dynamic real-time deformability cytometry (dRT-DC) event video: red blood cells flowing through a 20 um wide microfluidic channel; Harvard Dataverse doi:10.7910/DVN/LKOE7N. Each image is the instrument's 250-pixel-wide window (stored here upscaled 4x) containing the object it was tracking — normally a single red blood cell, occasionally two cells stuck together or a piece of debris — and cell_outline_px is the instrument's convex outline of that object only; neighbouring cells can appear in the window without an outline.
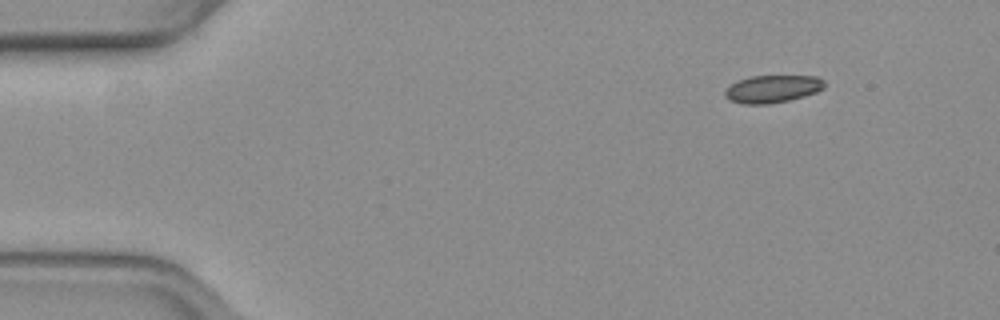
{"species": "common noctule bat (a hibernating species)", "species_latin": "Nyctalus noctula", "temperature_condition": "warm", "stored_images_in_passage": 50, "camera_frame_rate_fps": 3000, "um_per_image_px": 0.085, "animal": {"sex": "female", "body_mass_g": 19.3, "forearm_length_mm": 54.1}, "frame": {"image": 1, "passage_image": 1, "time_ms": 0.0, "image_size_px": [1000, 320], "cell_outline_px": [[824, 88], [816, 92], [804, 96], [788, 100], [768, 104], [744, 104], [728, 100], [724, 96], [724, 92], [736, 80], [748, 76], [816, 76], [824, 80]], "centroid_in_image_um": [65.63, 7.55], "position_along_channel_um": 19.4, "area_um2": 16.01}}
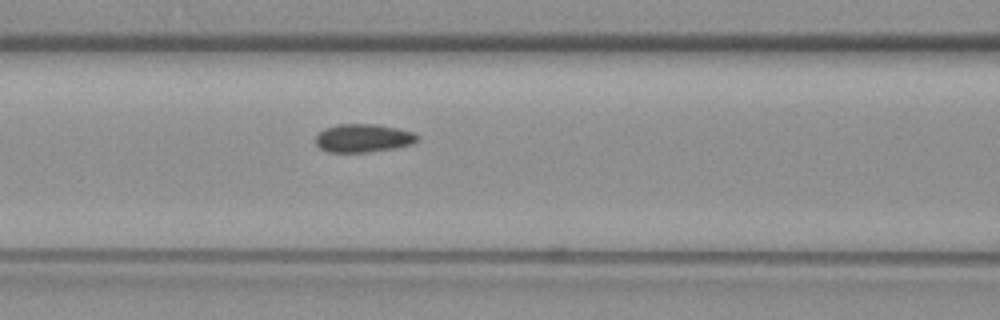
{"frame": {"image": 2, "passage_image": 18, "time_ms": 5.667, "image_size_px": [1000, 320], "cell_outline_px": [[420, 140], [412, 144], [392, 148], [368, 152], [328, 152], [320, 148], [316, 144], [316, 136], [324, 128], [336, 124], [376, 124], [396, 128], [412, 132], [420, 136]], "centroid_in_image_um": [30.87, 11.73], "position_along_channel_um": 135.7, "area_um2": 16.76}}
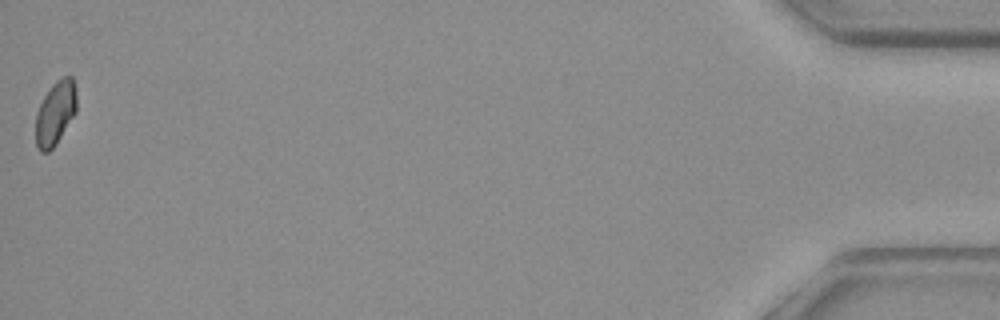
{"frame": {"image": 3, "passage_image": 50, "time_ms": 16.333, "image_size_px": [1000, 320], "cell_outline_px": [[76, 112], [56, 144], [48, 152], [40, 152], [36, 144], [36, 112], [44, 96], [52, 84], [56, 80], [64, 76], [72, 76], [76, 88]], "centroid_in_image_um": [4.71, 9.59], "position_along_channel_um": 430.5, "area_um2": 15.26}, "authors_computed_cell_mechanics": {"area_um2": 16.473, "velocity_mm_per_s": 3.7232, "shape_relaxation_time_tau1_ms": null, "shape_relaxation_time_tau2_ms": 1.2341, "deformation_change_tau1": null, "deformation_change_tau2": 0.0554}}